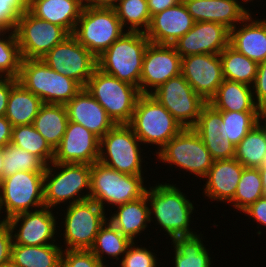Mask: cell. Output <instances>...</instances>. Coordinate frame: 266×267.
<instances>
[{
  "label": "cell",
  "mask_w": 266,
  "mask_h": 267,
  "mask_svg": "<svg viewBox=\"0 0 266 267\" xmlns=\"http://www.w3.org/2000/svg\"><path fill=\"white\" fill-rule=\"evenodd\" d=\"M2 179L16 172H44L46 165L35 155L13 144L4 147Z\"/></svg>",
  "instance_id": "cell-40"
},
{
  "label": "cell",
  "mask_w": 266,
  "mask_h": 267,
  "mask_svg": "<svg viewBox=\"0 0 266 267\" xmlns=\"http://www.w3.org/2000/svg\"><path fill=\"white\" fill-rule=\"evenodd\" d=\"M145 179L143 176L118 172L96 161L91 165L89 199L96 201L108 213L109 209H105L106 207L113 211L115 206L143 197L147 189L144 185V181H147Z\"/></svg>",
  "instance_id": "cell-4"
},
{
  "label": "cell",
  "mask_w": 266,
  "mask_h": 267,
  "mask_svg": "<svg viewBox=\"0 0 266 267\" xmlns=\"http://www.w3.org/2000/svg\"><path fill=\"white\" fill-rule=\"evenodd\" d=\"M52 70L77 81L83 88L97 68V58L70 34L41 58Z\"/></svg>",
  "instance_id": "cell-15"
},
{
  "label": "cell",
  "mask_w": 266,
  "mask_h": 267,
  "mask_svg": "<svg viewBox=\"0 0 266 267\" xmlns=\"http://www.w3.org/2000/svg\"><path fill=\"white\" fill-rule=\"evenodd\" d=\"M21 62L22 56L15 30H5L0 35V77L18 79Z\"/></svg>",
  "instance_id": "cell-41"
},
{
  "label": "cell",
  "mask_w": 266,
  "mask_h": 267,
  "mask_svg": "<svg viewBox=\"0 0 266 267\" xmlns=\"http://www.w3.org/2000/svg\"><path fill=\"white\" fill-rule=\"evenodd\" d=\"M64 216L58 224V230L63 233V250H90L95 242L96 235L108 220V213L93 200H85L65 206ZM65 209V210H64ZM62 224V225H61ZM61 225V226H60ZM60 227L62 228L60 230Z\"/></svg>",
  "instance_id": "cell-7"
},
{
  "label": "cell",
  "mask_w": 266,
  "mask_h": 267,
  "mask_svg": "<svg viewBox=\"0 0 266 267\" xmlns=\"http://www.w3.org/2000/svg\"><path fill=\"white\" fill-rule=\"evenodd\" d=\"M252 92L257 106L266 102V61L258 64V71L252 85Z\"/></svg>",
  "instance_id": "cell-47"
},
{
  "label": "cell",
  "mask_w": 266,
  "mask_h": 267,
  "mask_svg": "<svg viewBox=\"0 0 266 267\" xmlns=\"http://www.w3.org/2000/svg\"><path fill=\"white\" fill-rule=\"evenodd\" d=\"M128 125L144 147L155 145L154 156L183 129L172 114L150 94L140 95Z\"/></svg>",
  "instance_id": "cell-5"
},
{
  "label": "cell",
  "mask_w": 266,
  "mask_h": 267,
  "mask_svg": "<svg viewBox=\"0 0 266 267\" xmlns=\"http://www.w3.org/2000/svg\"><path fill=\"white\" fill-rule=\"evenodd\" d=\"M230 30L219 23L195 22L194 26L174 44L182 57L195 54H220L228 45Z\"/></svg>",
  "instance_id": "cell-19"
},
{
  "label": "cell",
  "mask_w": 266,
  "mask_h": 267,
  "mask_svg": "<svg viewBox=\"0 0 266 267\" xmlns=\"http://www.w3.org/2000/svg\"><path fill=\"white\" fill-rule=\"evenodd\" d=\"M90 182L91 165L52 162L44 171V207L54 210L88 200Z\"/></svg>",
  "instance_id": "cell-2"
},
{
  "label": "cell",
  "mask_w": 266,
  "mask_h": 267,
  "mask_svg": "<svg viewBox=\"0 0 266 267\" xmlns=\"http://www.w3.org/2000/svg\"><path fill=\"white\" fill-rule=\"evenodd\" d=\"M221 115L225 133L234 146L258 124L257 112L221 111Z\"/></svg>",
  "instance_id": "cell-42"
},
{
  "label": "cell",
  "mask_w": 266,
  "mask_h": 267,
  "mask_svg": "<svg viewBox=\"0 0 266 267\" xmlns=\"http://www.w3.org/2000/svg\"><path fill=\"white\" fill-rule=\"evenodd\" d=\"M11 144L37 156L46 166L53 162L54 150L33 124L14 126Z\"/></svg>",
  "instance_id": "cell-37"
},
{
  "label": "cell",
  "mask_w": 266,
  "mask_h": 267,
  "mask_svg": "<svg viewBox=\"0 0 266 267\" xmlns=\"http://www.w3.org/2000/svg\"><path fill=\"white\" fill-rule=\"evenodd\" d=\"M193 129L199 134L214 160L234 158L236 146L225 133L221 111L208 102L203 106Z\"/></svg>",
  "instance_id": "cell-24"
},
{
  "label": "cell",
  "mask_w": 266,
  "mask_h": 267,
  "mask_svg": "<svg viewBox=\"0 0 266 267\" xmlns=\"http://www.w3.org/2000/svg\"><path fill=\"white\" fill-rule=\"evenodd\" d=\"M262 165H266V155H265V158L263 160V164Z\"/></svg>",
  "instance_id": "cell-60"
},
{
  "label": "cell",
  "mask_w": 266,
  "mask_h": 267,
  "mask_svg": "<svg viewBox=\"0 0 266 267\" xmlns=\"http://www.w3.org/2000/svg\"><path fill=\"white\" fill-rule=\"evenodd\" d=\"M82 0H28L27 10L36 18L56 24L72 34L83 11Z\"/></svg>",
  "instance_id": "cell-28"
},
{
  "label": "cell",
  "mask_w": 266,
  "mask_h": 267,
  "mask_svg": "<svg viewBox=\"0 0 266 267\" xmlns=\"http://www.w3.org/2000/svg\"><path fill=\"white\" fill-rule=\"evenodd\" d=\"M261 178H262V186H263V191H264V196H266V165H262L259 168Z\"/></svg>",
  "instance_id": "cell-54"
},
{
  "label": "cell",
  "mask_w": 266,
  "mask_h": 267,
  "mask_svg": "<svg viewBox=\"0 0 266 267\" xmlns=\"http://www.w3.org/2000/svg\"><path fill=\"white\" fill-rule=\"evenodd\" d=\"M4 148H0V183L2 181V171H3V163H4Z\"/></svg>",
  "instance_id": "cell-55"
},
{
  "label": "cell",
  "mask_w": 266,
  "mask_h": 267,
  "mask_svg": "<svg viewBox=\"0 0 266 267\" xmlns=\"http://www.w3.org/2000/svg\"><path fill=\"white\" fill-rule=\"evenodd\" d=\"M1 214V213H0ZM1 215H0V226L5 222V220L4 219H1Z\"/></svg>",
  "instance_id": "cell-59"
},
{
  "label": "cell",
  "mask_w": 266,
  "mask_h": 267,
  "mask_svg": "<svg viewBox=\"0 0 266 267\" xmlns=\"http://www.w3.org/2000/svg\"><path fill=\"white\" fill-rule=\"evenodd\" d=\"M114 10L126 31L145 33L148 29L151 15L148 10L147 0H120Z\"/></svg>",
  "instance_id": "cell-39"
},
{
  "label": "cell",
  "mask_w": 266,
  "mask_h": 267,
  "mask_svg": "<svg viewBox=\"0 0 266 267\" xmlns=\"http://www.w3.org/2000/svg\"><path fill=\"white\" fill-rule=\"evenodd\" d=\"M244 168L235 158L214 160L211 169L203 178V182H206L201 189L204 198L208 197L211 202L230 203Z\"/></svg>",
  "instance_id": "cell-23"
},
{
  "label": "cell",
  "mask_w": 266,
  "mask_h": 267,
  "mask_svg": "<svg viewBox=\"0 0 266 267\" xmlns=\"http://www.w3.org/2000/svg\"><path fill=\"white\" fill-rule=\"evenodd\" d=\"M181 75L198 95L209 102L224 80L220 54H195L182 57Z\"/></svg>",
  "instance_id": "cell-18"
},
{
  "label": "cell",
  "mask_w": 266,
  "mask_h": 267,
  "mask_svg": "<svg viewBox=\"0 0 266 267\" xmlns=\"http://www.w3.org/2000/svg\"><path fill=\"white\" fill-rule=\"evenodd\" d=\"M28 0H0V25L5 29H14L19 16L27 10Z\"/></svg>",
  "instance_id": "cell-45"
},
{
  "label": "cell",
  "mask_w": 266,
  "mask_h": 267,
  "mask_svg": "<svg viewBox=\"0 0 266 267\" xmlns=\"http://www.w3.org/2000/svg\"><path fill=\"white\" fill-rule=\"evenodd\" d=\"M179 2L181 0H147V5L150 15L153 16L169 7L175 6Z\"/></svg>",
  "instance_id": "cell-51"
},
{
  "label": "cell",
  "mask_w": 266,
  "mask_h": 267,
  "mask_svg": "<svg viewBox=\"0 0 266 267\" xmlns=\"http://www.w3.org/2000/svg\"><path fill=\"white\" fill-rule=\"evenodd\" d=\"M264 196L259 168H244L233 200L230 202L238 213H242L256 200Z\"/></svg>",
  "instance_id": "cell-38"
},
{
  "label": "cell",
  "mask_w": 266,
  "mask_h": 267,
  "mask_svg": "<svg viewBox=\"0 0 266 267\" xmlns=\"http://www.w3.org/2000/svg\"><path fill=\"white\" fill-rule=\"evenodd\" d=\"M195 24L183 1L151 16L145 35L150 43L173 45Z\"/></svg>",
  "instance_id": "cell-21"
},
{
  "label": "cell",
  "mask_w": 266,
  "mask_h": 267,
  "mask_svg": "<svg viewBox=\"0 0 266 267\" xmlns=\"http://www.w3.org/2000/svg\"><path fill=\"white\" fill-rule=\"evenodd\" d=\"M257 118L258 124L266 131V102L258 106Z\"/></svg>",
  "instance_id": "cell-53"
},
{
  "label": "cell",
  "mask_w": 266,
  "mask_h": 267,
  "mask_svg": "<svg viewBox=\"0 0 266 267\" xmlns=\"http://www.w3.org/2000/svg\"><path fill=\"white\" fill-rule=\"evenodd\" d=\"M68 121L65 105L44 103L33 125L49 146L55 150L65 134Z\"/></svg>",
  "instance_id": "cell-32"
},
{
  "label": "cell",
  "mask_w": 266,
  "mask_h": 267,
  "mask_svg": "<svg viewBox=\"0 0 266 267\" xmlns=\"http://www.w3.org/2000/svg\"><path fill=\"white\" fill-rule=\"evenodd\" d=\"M150 95L172 114L183 128H193L207 103L180 74L161 84Z\"/></svg>",
  "instance_id": "cell-13"
},
{
  "label": "cell",
  "mask_w": 266,
  "mask_h": 267,
  "mask_svg": "<svg viewBox=\"0 0 266 267\" xmlns=\"http://www.w3.org/2000/svg\"><path fill=\"white\" fill-rule=\"evenodd\" d=\"M63 249L59 244L41 246L12 244L11 260L18 267H57Z\"/></svg>",
  "instance_id": "cell-34"
},
{
  "label": "cell",
  "mask_w": 266,
  "mask_h": 267,
  "mask_svg": "<svg viewBox=\"0 0 266 267\" xmlns=\"http://www.w3.org/2000/svg\"><path fill=\"white\" fill-rule=\"evenodd\" d=\"M14 30L22 59H41L70 35L64 28L36 18L28 10L19 16Z\"/></svg>",
  "instance_id": "cell-14"
},
{
  "label": "cell",
  "mask_w": 266,
  "mask_h": 267,
  "mask_svg": "<svg viewBox=\"0 0 266 267\" xmlns=\"http://www.w3.org/2000/svg\"><path fill=\"white\" fill-rule=\"evenodd\" d=\"M0 267H18L12 260L2 263Z\"/></svg>",
  "instance_id": "cell-56"
},
{
  "label": "cell",
  "mask_w": 266,
  "mask_h": 267,
  "mask_svg": "<svg viewBox=\"0 0 266 267\" xmlns=\"http://www.w3.org/2000/svg\"><path fill=\"white\" fill-rule=\"evenodd\" d=\"M253 13L230 29L229 45L259 64L266 61V18L254 19Z\"/></svg>",
  "instance_id": "cell-25"
},
{
  "label": "cell",
  "mask_w": 266,
  "mask_h": 267,
  "mask_svg": "<svg viewBox=\"0 0 266 267\" xmlns=\"http://www.w3.org/2000/svg\"><path fill=\"white\" fill-rule=\"evenodd\" d=\"M242 213L246 215L248 219H251L252 222H256L258 224V231L256 234L261 236L263 233L261 232V229L259 230V226H264V230L266 228V196H263L262 198L256 200Z\"/></svg>",
  "instance_id": "cell-46"
},
{
  "label": "cell",
  "mask_w": 266,
  "mask_h": 267,
  "mask_svg": "<svg viewBox=\"0 0 266 267\" xmlns=\"http://www.w3.org/2000/svg\"><path fill=\"white\" fill-rule=\"evenodd\" d=\"M43 104L38 96L13 78V88L8 97L5 117L13 127L33 124Z\"/></svg>",
  "instance_id": "cell-31"
},
{
  "label": "cell",
  "mask_w": 266,
  "mask_h": 267,
  "mask_svg": "<svg viewBox=\"0 0 266 267\" xmlns=\"http://www.w3.org/2000/svg\"><path fill=\"white\" fill-rule=\"evenodd\" d=\"M120 0H82L84 7L114 8Z\"/></svg>",
  "instance_id": "cell-52"
},
{
  "label": "cell",
  "mask_w": 266,
  "mask_h": 267,
  "mask_svg": "<svg viewBox=\"0 0 266 267\" xmlns=\"http://www.w3.org/2000/svg\"><path fill=\"white\" fill-rule=\"evenodd\" d=\"M242 1H244V2L247 4V3H250V2L253 3L254 0H242ZM256 1H257V0H256ZM260 2H261V0H260Z\"/></svg>",
  "instance_id": "cell-57"
},
{
  "label": "cell",
  "mask_w": 266,
  "mask_h": 267,
  "mask_svg": "<svg viewBox=\"0 0 266 267\" xmlns=\"http://www.w3.org/2000/svg\"><path fill=\"white\" fill-rule=\"evenodd\" d=\"M12 244V231L9 224L5 221L0 226V265L11 260Z\"/></svg>",
  "instance_id": "cell-48"
},
{
  "label": "cell",
  "mask_w": 266,
  "mask_h": 267,
  "mask_svg": "<svg viewBox=\"0 0 266 267\" xmlns=\"http://www.w3.org/2000/svg\"><path fill=\"white\" fill-rule=\"evenodd\" d=\"M115 207V211L109 213L108 220L123 236L132 242H138L136 238L142 235L145 230L147 232L148 224L151 225L147 195Z\"/></svg>",
  "instance_id": "cell-27"
},
{
  "label": "cell",
  "mask_w": 266,
  "mask_h": 267,
  "mask_svg": "<svg viewBox=\"0 0 266 267\" xmlns=\"http://www.w3.org/2000/svg\"><path fill=\"white\" fill-rule=\"evenodd\" d=\"M196 233L189 236H178L171 239L173 267H213L210 250L203 243V234Z\"/></svg>",
  "instance_id": "cell-30"
},
{
  "label": "cell",
  "mask_w": 266,
  "mask_h": 267,
  "mask_svg": "<svg viewBox=\"0 0 266 267\" xmlns=\"http://www.w3.org/2000/svg\"><path fill=\"white\" fill-rule=\"evenodd\" d=\"M13 88V78L0 77V116H5L8 97Z\"/></svg>",
  "instance_id": "cell-49"
},
{
  "label": "cell",
  "mask_w": 266,
  "mask_h": 267,
  "mask_svg": "<svg viewBox=\"0 0 266 267\" xmlns=\"http://www.w3.org/2000/svg\"><path fill=\"white\" fill-rule=\"evenodd\" d=\"M219 111L257 112L252 86L224 79L216 94L208 102Z\"/></svg>",
  "instance_id": "cell-29"
},
{
  "label": "cell",
  "mask_w": 266,
  "mask_h": 267,
  "mask_svg": "<svg viewBox=\"0 0 266 267\" xmlns=\"http://www.w3.org/2000/svg\"><path fill=\"white\" fill-rule=\"evenodd\" d=\"M181 191L176 184L159 183V181L154 186L149 184L146 189L150 205V222H156L155 226L159 225L160 232L163 229L166 233L165 238L170 237V240L174 237L189 236L199 232L191 228L192 220H194V218L191 219L192 214L196 212L194 201L191 202L185 192Z\"/></svg>",
  "instance_id": "cell-1"
},
{
  "label": "cell",
  "mask_w": 266,
  "mask_h": 267,
  "mask_svg": "<svg viewBox=\"0 0 266 267\" xmlns=\"http://www.w3.org/2000/svg\"><path fill=\"white\" fill-rule=\"evenodd\" d=\"M53 211L55 210L42 207L35 211L19 213L6 220L12 231L13 244L24 246L62 244L56 238L60 234L57 231L59 218Z\"/></svg>",
  "instance_id": "cell-16"
},
{
  "label": "cell",
  "mask_w": 266,
  "mask_h": 267,
  "mask_svg": "<svg viewBox=\"0 0 266 267\" xmlns=\"http://www.w3.org/2000/svg\"><path fill=\"white\" fill-rule=\"evenodd\" d=\"M5 31V29L0 25V35Z\"/></svg>",
  "instance_id": "cell-58"
},
{
  "label": "cell",
  "mask_w": 266,
  "mask_h": 267,
  "mask_svg": "<svg viewBox=\"0 0 266 267\" xmlns=\"http://www.w3.org/2000/svg\"><path fill=\"white\" fill-rule=\"evenodd\" d=\"M156 160L168 167H179L193 177L203 178L211 169L214 159L199 134L193 128H183L155 155ZM175 165V166H173Z\"/></svg>",
  "instance_id": "cell-10"
},
{
  "label": "cell",
  "mask_w": 266,
  "mask_h": 267,
  "mask_svg": "<svg viewBox=\"0 0 266 267\" xmlns=\"http://www.w3.org/2000/svg\"><path fill=\"white\" fill-rule=\"evenodd\" d=\"M117 124H129L141 93L139 88L96 68L84 87Z\"/></svg>",
  "instance_id": "cell-8"
},
{
  "label": "cell",
  "mask_w": 266,
  "mask_h": 267,
  "mask_svg": "<svg viewBox=\"0 0 266 267\" xmlns=\"http://www.w3.org/2000/svg\"><path fill=\"white\" fill-rule=\"evenodd\" d=\"M183 3L195 22L219 23L229 30L252 13L241 0H183Z\"/></svg>",
  "instance_id": "cell-22"
},
{
  "label": "cell",
  "mask_w": 266,
  "mask_h": 267,
  "mask_svg": "<svg viewBox=\"0 0 266 267\" xmlns=\"http://www.w3.org/2000/svg\"><path fill=\"white\" fill-rule=\"evenodd\" d=\"M266 155V131L257 124L239 142L234 158L245 168H260Z\"/></svg>",
  "instance_id": "cell-36"
},
{
  "label": "cell",
  "mask_w": 266,
  "mask_h": 267,
  "mask_svg": "<svg viewBox=\"0 0 266 267\" xmlns=\"http://www.w3.org/2000/svg\"><path fill=\"white\" fill-rule=\"evenodd\" d=\"M57 267H106L90 250H63Z\"/></svg>",
  "instance_id": "cell-44"
},
{
  "label": "cell",
  "mask_w": 266,
  "mask_h": 267,
  "mask_svg": "<svg viewBox=\"0 0 266 267\" xmlns=\"http://www.w3.org/2000/svg\"><path fill=\"white\" fill-rule=\"evenodd\" d=\"M223 78L253 85L258 71V63L228 45L221 53Z\"/></svg>",
  "instance_id": "cell-35"
},
{
  "label": "cell",
  "mask_w": 266,
  "mask_h": 267,
  "mask_svg": "<svg viewBox=\"0 0 266 267\" xmlns=\"http://www.w3.org/2000/svg\"><path fill=\"white\" fill-rule=\"evenodd\" d=\"M131 243L132 241L123 236L120 231L109 220H107L98 231L95 242L90 251L99 259L100 262L108 267L110 263H107L109 260H106L107 258L105 257L113 259V261L115 259L116 262H113V264H118L117 261L122 259Z\"/></svg>",
  "instance_id": "cell-33"
},
{
  "label": "cell",
  "mask_w": 266,
  "mask_h": 267,
  "mask_svg": "<svg viewBox=\"0 0 266 267\" xmlns=\"http://www.w3.org/2000/svg\"><path fill=\"white\" fill-rule=\"evenodd\" d=\"M125 31L114 8L84 7L72 35L98 58Z\"/></svg>",
  "instance_id": "cell-12"
},
{
  "label": "cell",
  "mask_w": 266,
  "mask_h": 267,
  "mask_svg": "<svg viewBox=\"0 0 266 267\" xmlns=\"http://www.w3.org/2000/svg\"><path fill=\"white\" fill-rule=\"evenodd\" d=\"M100 139L82 125L68 121L65 134L54 150L55 163L92 165L99 158Z\"/></svg>",
  "instance_id": "cell-20"
},
{
  "label": "cell",
  "mask_w": 266,
  "mask_h": 267,
  "mask_svg": "<svg viewBox=\"0 0 266 267\" xmlns=\"http://www.w3.org/2000/svg\"><path fill=\"white\" fill-rule=\"evenodd\" d=\"M180 74L181 56L174 46L149 43L144 53L139 91L141 94H150Z\"/></svg>",
  "instance_id": "cell-17"
},
{
  "label": "cell",
  "mask_w": 266,
  "mask_h": 267,
  "mask_svg": "<svg viewBox=\"0 0 266 267\" xmlns=\"http://www.w3.org/2000/svg\"><path fill=\"white\" fill-rule=\"evenodd\" d=\"M141 146L144 145L128 124L114 125L100 139L98 161L124 174L144 176L146 166L142 164L147 157H143L146 153H142L145 148Z\"/></svg>",
  "instance_id": "cell-9"
},
{
  "label": "cell",
  "mask_w": 266,
  "mask_h": 267,
  "mask_svg": "<svg viewBox=\"0 0 266 267\" xmlns=\"http://www.w3.org/2000/svg\"><path fill=\"white\" fill-rule=\"evenodd\" d=\"M149 43L144 32L125 31L97 58V68L139 88L144 53Z\"/></svg>",
  "instance_id": "cell-3"
},
{
  "label": "cell",
  "mask_w": 266,
  "mask_h": 267,
  "mask_svg": "<svg viewBox=\"0 0 266 267\" xmlns=\"http://www.w3.org/2000/svg\"><path fill=\"white\" fill-rule=\"evenodd\" d=\"M42 207L44 172L20 171L2 179L0 213L5 221L19 213L35 211Z\"/></svg>",
  "instance_id": "cell-11"
},
{
  "label": "cell",
  "mask_w": 266,
  "mask_h": 267,
  "mask_svg": "<svg viewBox=\"0 0 266 267\" xmlns=\"http://www.w3.org/2000/svg\"><path fill=\"white\" fill-rule=\"evenodd\" d=\"M69 121L78 123L101 139L115 124L106 110L83 88L65 104Z\"/></svg>",
  "instance_id": "cell-26"
},
{
  "label": "cell",
  "mask_w": 266,
  "mask_h": 267,
  "mask_svg": "<svg viewBox=\"0 0 266 267\" xmlns=\"http://www.w3.org/2000/svg\"><path fill=\"white\" fill-rule=\"evenodd\" d=\"M12 124L5 116H0V148H4L11 143L12 139Z\"/></svg>",
  "instance_id": "cell-50"
},
{
  "label": "cell",
  "mask_w": 266,
  "mask_h": 267,
  "mask_svg": "<svg viewBox=\"0 0 266 267\" xmlns=\"http://www.w3.org/2000/svg\"><path fill=\"white\" fill-rule=\"evenodd\" d=\"M17 80L47 104L65 105L83 89L74 79L52 70L42 59H22Z\"/></svg>",
  "instance_id": "cell-6"
},
{
  "label": "cell",
  "mask_w": 266,
  "mask_h": 267,
  "mask_svg": "<svg viewBox=\"0 0 266 267\" xmlns=\"http://www.w3.org/2000/svg\"><path fill=\"white\" fill-rule=\"evenodd\" d=\"M136 243V244H135ZM139 242H132L128 248L120 262L118 261L120 266L117 267H159L161 266V261L157 258V254L154 251L157 250H149L151 249L149 246L143 247L141 244L138 245ZM159 259V260H158ZM160 263V264H159Z\"/></svg>",
  "instance_id": "cell-43"
}]
</instances>
